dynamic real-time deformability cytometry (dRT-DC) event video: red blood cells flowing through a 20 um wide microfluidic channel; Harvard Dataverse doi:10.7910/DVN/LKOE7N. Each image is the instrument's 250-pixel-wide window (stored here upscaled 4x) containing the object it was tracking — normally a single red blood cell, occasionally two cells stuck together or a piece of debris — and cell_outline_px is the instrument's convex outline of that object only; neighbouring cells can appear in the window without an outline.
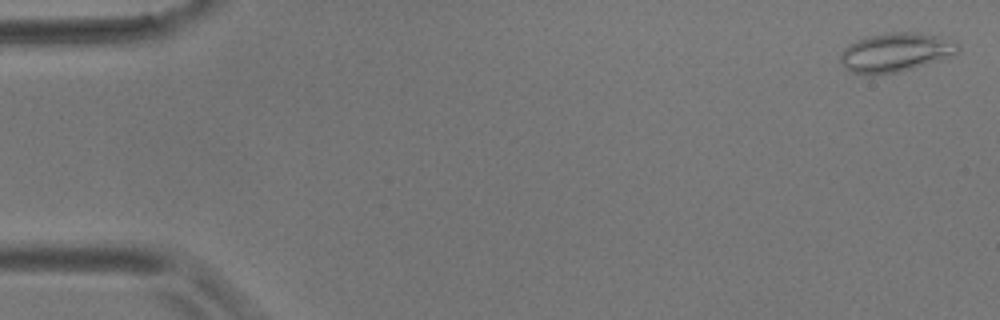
{"species": "common noctule bat (a hibernating species)", "species_latin": "Nyctalus noctula", "temperature_condition": "room temperature", "stored_images_in_passage": 16, "segment_of_instrument_passage": [1, 2], "camera_frame_rate_fps": 3000, "um_per_image_px": 0.085, "animal": {"sex": "male", "body_mass_g": 17.9}, "frame": {"image": 1, "passage_image": 1, "time_ms": 0.0, "image_size_px": [1000, 320], "cell_outline_px": [[960, 48], [952, 56], [940, 60], [912, 68], [896, 72], [872, 76], [848, 72], [840, 60], [840, 52], [844, 48], [856, 40], [868, 36], [888, 32], [916, 32], [940, 36], [956, 40], [960, 44]], "centroid_in_image_um": [76.12, 4.45], "position_along_channel_um": 8.9, "area_um2": 27.11}}
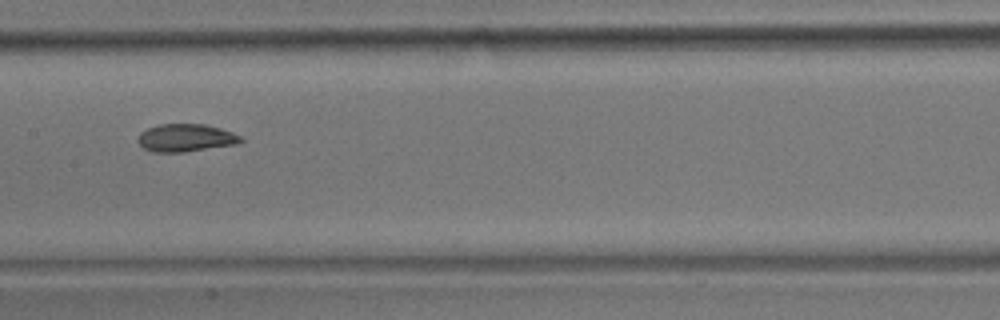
{"frame": {"image": 2, "passage_image": 8, "time_ms": 9.0, "image_size_px": [1000, 320], "cell_outline_px": [[244, 140], [236, 144], [184, 152], [152, 152], [144, 148], [136, 140], [140, 132], [148, 128], [160, 124], [204, 124], [220, 128], [232, 132], [240, 136]], "centroid_in_image_um": [15.76, 11.72], "position_along_channel_um": 191.6, "area_um2": 16.59}}
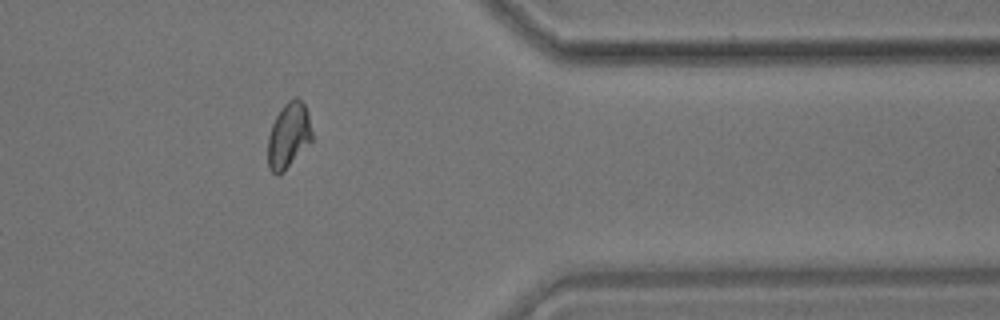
{"frame": {"image": 3, "passage_image": 13, "time_ms": 15.0, "image_size_px": [1000, 320], "cell_outline_px": [[312, 140], [284, 172], [280, 176], [276, 176], [268, 168], [268, 136], [272, 124], [280, 108], [288, 100], [296, 96], [304, 104], [308, 112], [312, 132]], "centroid_in_image_um": [24.52, 11.53], "position_along_channel_um": 386.9, "area_um2": 17.05}}